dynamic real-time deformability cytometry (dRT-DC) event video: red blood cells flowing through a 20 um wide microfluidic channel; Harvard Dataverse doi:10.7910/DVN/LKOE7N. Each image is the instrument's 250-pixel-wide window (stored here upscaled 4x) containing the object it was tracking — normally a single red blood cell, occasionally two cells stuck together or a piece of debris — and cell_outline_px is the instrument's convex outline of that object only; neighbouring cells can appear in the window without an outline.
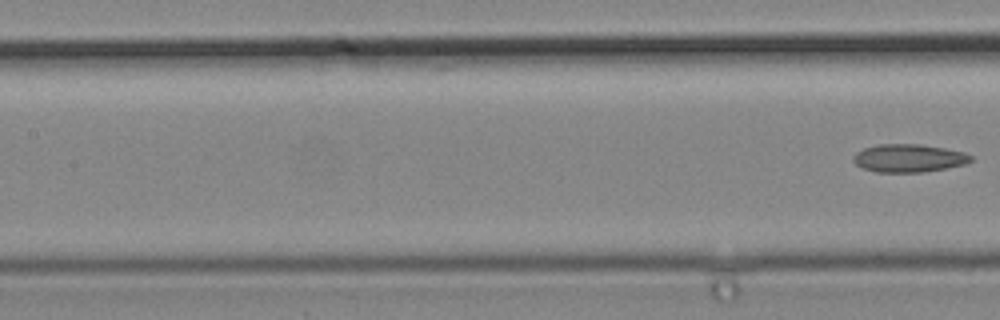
{"species": "common noctule bat (a hibernating species)", "species_latin": "Nyctalus noctula", "temperature_condition": "cold", "stored_images_in_passage": 5, "segment_of_instrument_passage": [2, 2], "camera_frame_rate_fps": 3000, "um_per_image_px": 0.085, "animal": {"sex": "male", "body_mass_g": 19.2, "forearm_length_mm": 51.8}, "frame": {"image": 1, "passage_image": 5, "time_ms": 1.333, "image_size_px": [1000, 320], "cell_outline_px": [[972, 160], [964, 164], [944, 168], [920, 172], [876, 172], [864, 168], [856, 164], [852, 160], [852, 156], [856, 152], [864, 148], [880, 144], [920, 144], [944, 148], [964, 152], [972, 156]], "centroid_in_image_um": [77.21, 13.43], "position_along_channel_um": 130.2, "area_um2": 19.02}}